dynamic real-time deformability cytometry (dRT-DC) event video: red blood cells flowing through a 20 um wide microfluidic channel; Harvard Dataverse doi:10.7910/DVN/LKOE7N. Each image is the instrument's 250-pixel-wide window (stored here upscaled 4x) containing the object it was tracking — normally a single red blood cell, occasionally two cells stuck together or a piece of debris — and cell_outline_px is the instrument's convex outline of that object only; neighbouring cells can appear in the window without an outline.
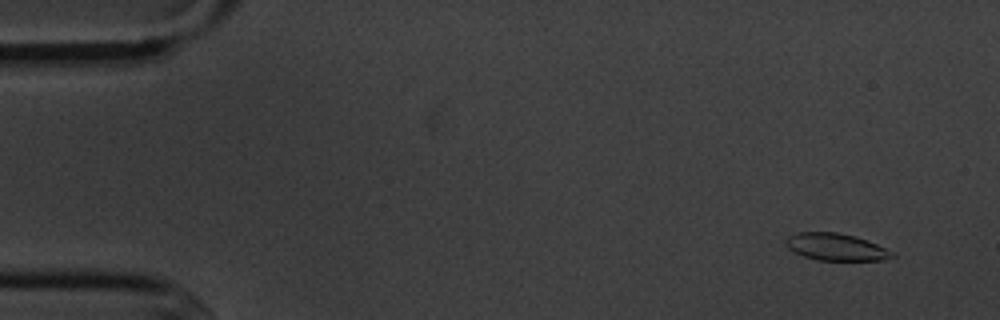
{"species": "common noctule bat (a hibernating species)", "species_latin": "Nyctalus noctula", "temperature_condition": "cold", "stored_images_in_passage": 6, "camera_frame_rate_fps": 3000, "um_per_image_px": 0.085, "animal": {"sex": "male", "body_mass_g": 20.1, "forearm_length_mm": 53.5}, "frame": {"image": 1, "passage_image": 2, "time_ms": 1.0, "image_size_px": [1000, 320], "cell_outline_px": [[896, 256], [884, 260], [820, 260], [804, 256], [788, 248], [784, 244], [784, 240], [788, 236], [800, 232], [840, 232], [856, 236], [876, 244], [892, 252]], "centroid_in_image_um": [71.03, 20.98], "position_along_channel_um": 14.0, "area_um2": 16.7}}